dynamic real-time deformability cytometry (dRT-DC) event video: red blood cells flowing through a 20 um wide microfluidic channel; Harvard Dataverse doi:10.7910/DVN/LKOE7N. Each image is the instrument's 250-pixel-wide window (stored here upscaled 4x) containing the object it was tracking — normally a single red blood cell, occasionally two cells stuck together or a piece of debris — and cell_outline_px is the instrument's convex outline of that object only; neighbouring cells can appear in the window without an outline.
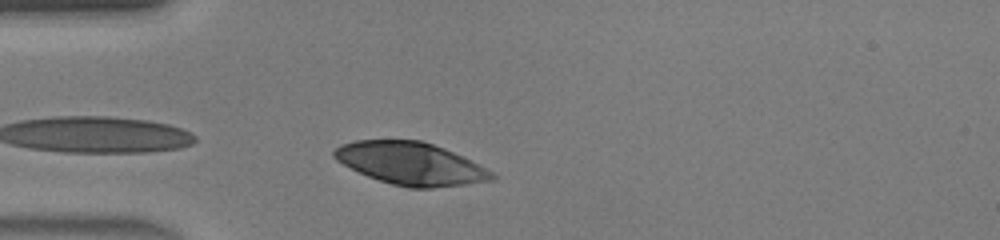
{"species": "human", "species_latin": "Homo sapiens", "temperature_condition": "warm", "stored_images_in_passage": 25, "camera_frame_rate_fps": 3000, "um_per_image_px": 0.085, "donor": {"sex": "male"}, "frame": {"image": 1, "passage_image": 2, "time_ms": 0.333, "image_size_px": [1000, 240], "cell_outline_px": [[496, 180], [432, 188], [408, 188], [392, 184], [368, 176], [336, 160], [332, 156], [332, 152], [340, 144], [356, 140], [420, 140], [444, 148], [492, 172], [496, 176]], "centroid_in_image_um": [34.88, 13.9], "position_along_channel_um": 50.1, "area_um2": 38.61}}
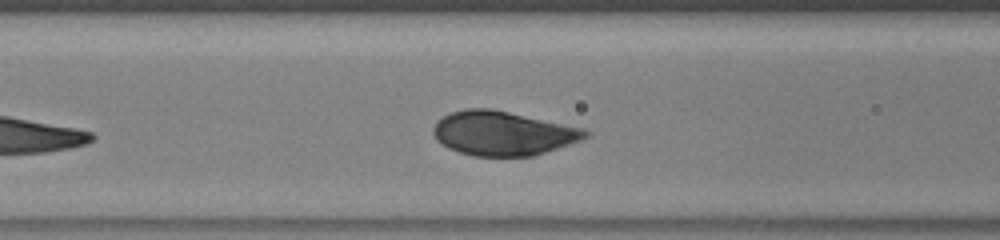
{"frame": {"image": 2, "passage_image": 8, "time_ms": 2.333, "image_size_px": [1000, 240], "cell_outline_px": [[592, 136], [532, 156], [472, 156], [448, 148], [440, 144], [436, 140], [432, 132], [432, 128], [436, 120], [452, 112], [464, 108], [492, 108], [584, 128], [592, 132]], "centroid_in_image_um": [42.73, 11.32], "position_along_channel_um": 123.9, "area_um2": 39.42}}
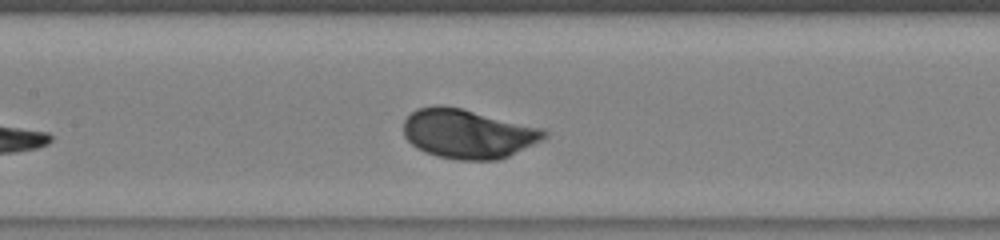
{"frame": {"image": 3, "passage_image": 11, "time_ms": 3.333, "image_size_px": [1000, 240], "cell_outline_px": [[548, 136], [508, 156], [496, 160], [460, 160], [436, 156], [424, 152], [416, 148], [404, 136], [404, 120], [416, 108], [432, 104], [440, 104], [460, 108], [544, 128], [548, 132]], "centroid_in_image_um": [39.74, 11.35], "position_along_channel_um": 167.7, "area_um2": 40.4}, "authors_computed_cell_mechanics": {"area_um2": 39.304, "velocity_mm_per_s": 4.4403, "shape_relaxation_time_tau1_ms": 3.2404, "shape_relaxation_time_tau2_ms": null, "deformation_change_tau1": 0.2098, "deformation_change_tau2": null}}